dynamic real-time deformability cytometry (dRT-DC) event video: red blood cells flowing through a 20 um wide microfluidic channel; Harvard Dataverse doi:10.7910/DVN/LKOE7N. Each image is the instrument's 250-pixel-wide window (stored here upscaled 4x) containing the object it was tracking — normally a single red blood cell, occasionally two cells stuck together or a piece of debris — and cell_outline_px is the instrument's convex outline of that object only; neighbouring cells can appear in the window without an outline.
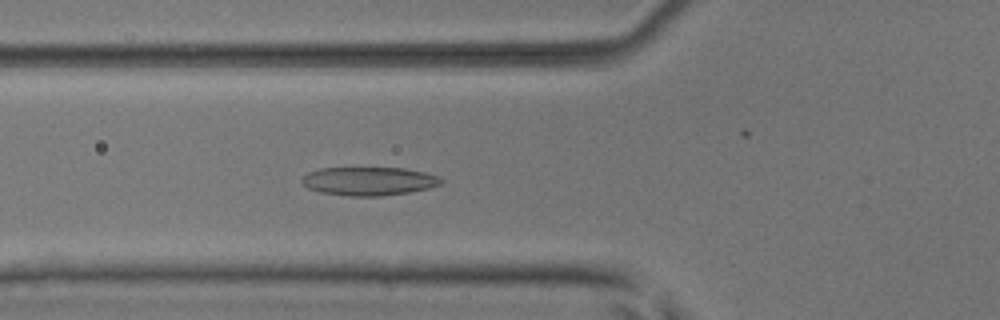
{"species": "common noctule bat (a hibernating species)", "species_latin": "Nyctalus noctula", "temperature_condition": "room temperature", "stored_images_in_passage": 52, "camera_frame_rate_fps": 3000, "um_per_image_px": 0.085, "animal": {"sex": "male", "body_mass_g": 17.9, "forearm_length_mm": 54.2}, "frame": {"image": 1, "passage_image": 19, "time_ms": 6.0, "image_size_px": [1000, 320], "cell_outline_px": [[444, 180], [440, 184], [428, 188], [408, 192], [380, 196], [348, 196], [320, 192], [308, 188], [300, 180], [308, 172], [320, 168], [404, 168], [424, 172], [440, 176]], "centroid_in_image_um": [31.35, 15.39], "position_along_channel_um": 94.4, "area_um2": 23.06}}
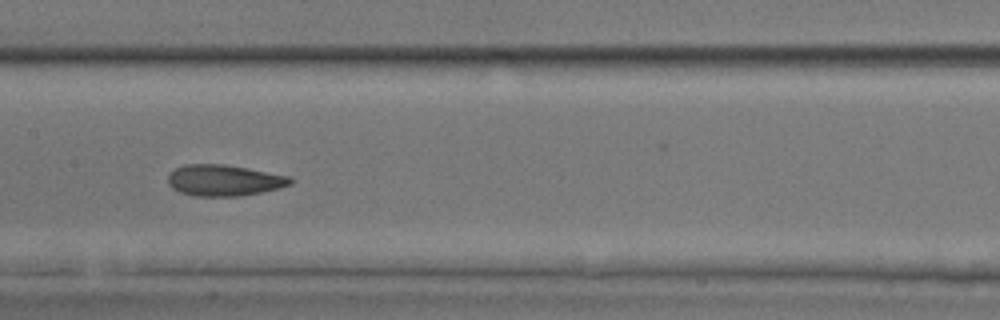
{"frame": {"image": 2, "passage_image": 26, "time_ms": 8.333, "image_size_px": [1000, 320], "cell_outline_px": [[296, 180], [292, 184], [280, 188], [240, 196], [192, 196], [180, 192], [172, 188], [168, 184], [168, 176], [176, 168], [184, 164], [224, 164], [248, 168], [292, 176]], "centroid_in_image_um": [19.09, 15.33], "position_along_channel_um": 188.3, "area_um2": 22.48}}
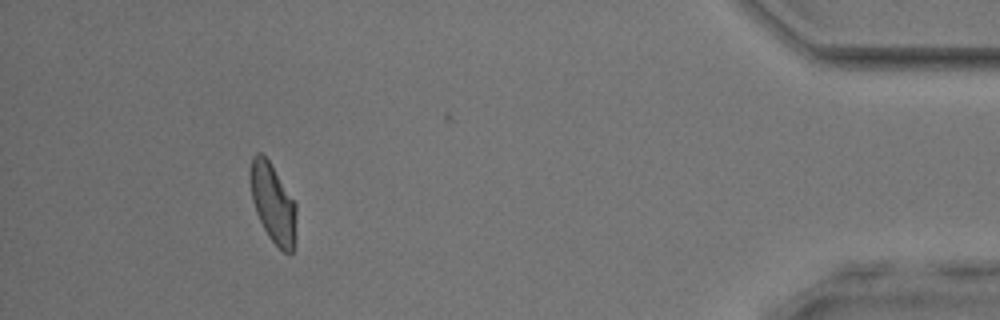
{"frame": {"image": 3, "passage_image": 47, "time_ms": 15.333, "image_size_px": [1000, 320], "cell_outline_px": [[296, 212], [292, 252], [284, 252], [268, 236], [256, 212], [252, 200], [248, 172], [252, 156], [256, 152], [260, 152], [268, 160], [296, 204]], "centroid_in_image_um": [23.15, 17.21], "position_along_channel_um": 412.1, "area_um2": 20.81}, "authors_computed_cell_mechanics": {"area_um2": 22.3975, "velocity_mm_per_s": 4.0258, "shape_relaxation_time_tau1_ms": 4.766, "shape_relaxation_time_tau2_ms": 2.0089, "deformation_change_tau1": 0.1568, "deformation_change_tau2": 0.0744}}